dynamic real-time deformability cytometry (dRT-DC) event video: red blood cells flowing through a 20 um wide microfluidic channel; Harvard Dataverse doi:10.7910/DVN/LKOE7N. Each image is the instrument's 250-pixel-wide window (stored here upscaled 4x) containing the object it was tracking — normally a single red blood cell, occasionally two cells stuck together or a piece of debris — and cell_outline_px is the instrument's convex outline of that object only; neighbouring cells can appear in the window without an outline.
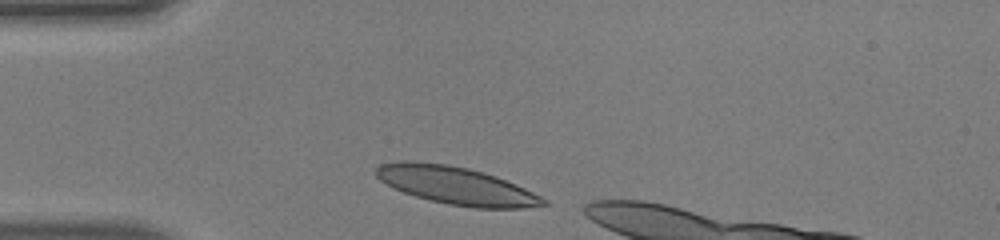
{"species": "human", "species_latin": "Homo sapiens", "temperature_condition": "warm", "stored_images_in_passage": 7, "camera_frame_rate_fps": 3000, "um_per_image_px": 0.085, "donor": {"sex": "male"}, "frame": {"image": 1, "passage_image": 1, "time_ms": 0.0, "image_size_px": [1000, 240], "cell_outline_px": [[548, 204], [524, 208], [476, 208], [448, 204], [428, 200], [392, 188], [380, 180], [376, 176], [376, 168], [380, 164], [400, 160], [408, 160], [448, 164], [468, 168], [484, 172], [496, 176], [516, 184], [548, 200]], "centroid_in_image_um": [38.75, 15.76], "position_along_channel_um": 46.3, "area_um2": 36.88}}
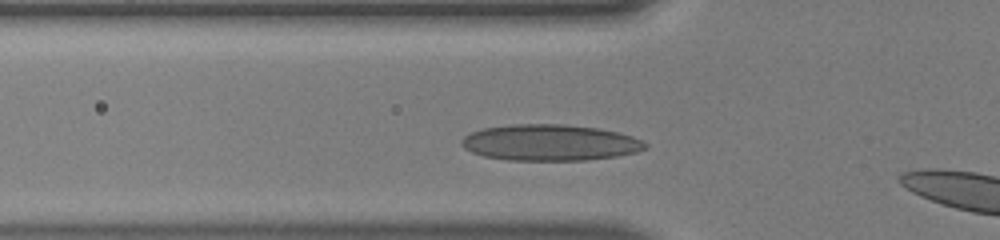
{"frame": {"image": 2, "passage_image": 5, "time_ms": 1.333, "image_size_px": [1000, 240], "cell_outline_px": [[648, 148], [636, 152], [616, 156], [588, 160], [508, 160], [484, 156], [472, 152], [464, 148], [460, 144], [460, 140], [464, 136], [472, 132], [484, 128], [512, 124], [564, 124], [596, 128], [616, 132], [632, 136], [644, 140], [648, 144]], "centroid_in_image_um": [46.75, 12.12], "position_along_channel_um": 79.0, "area_um2": 38.78}}